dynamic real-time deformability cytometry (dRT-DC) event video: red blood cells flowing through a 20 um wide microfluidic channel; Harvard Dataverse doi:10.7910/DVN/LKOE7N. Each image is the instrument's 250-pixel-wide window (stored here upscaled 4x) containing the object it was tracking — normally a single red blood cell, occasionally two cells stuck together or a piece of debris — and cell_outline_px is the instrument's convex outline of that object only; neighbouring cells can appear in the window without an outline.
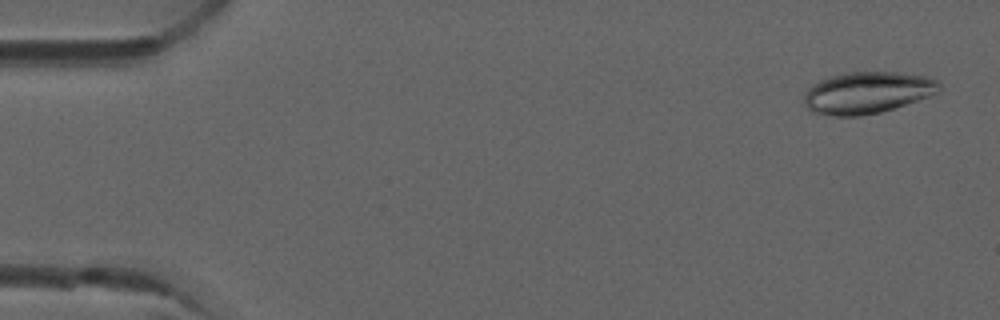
{"species": "common noctule bat (a hibernating species)", "species_latin": "Nyctalus noctula", "temperature_condition": "room temperature", "stored_images_in_passage": 5, "camera_frame_rate_fps": 3000, "um_per_image_px": 0.085, "animal": {"sex": "male", "forearm_length_mm": 52.5}, "frame": {"image": 1, "passage_image": 1, "time_ms": 0.0, "image_size_px": [1000, 320], "cell_outline_px": [[940, 88], [936, 92], [928, 96], [880, 112], [860, 116], [836, 116], [812, 112], [804, 104], [804, 92], [812, 84], [828, 76], [848, 72], [896, 72], [928, 76], [940, 80]], "centroid_in_image_um": [73.69, 7.86], "position_along_channel_um": 11.3, "area_um2": 32.83}}